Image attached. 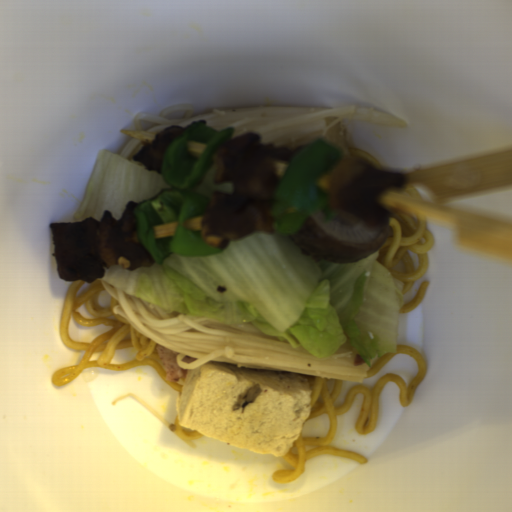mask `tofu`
Listing matches in <instances>:
<instances>
[{"instance_id": "obj_1", "label": "tofu", "mask_w": 512, "mask_h": 512, "mask_svg": "<svg viewBox=\"0 0 512 512\" xmlns=\"http://www.w3.org/2000/svg\"><path fill=\"white\" fill-rule=\"evenodd\" d=\"M255 383L263 393L231 411L238 395ZM178 423L202 436L258 454L284 457L310 416L306 379L278 371L205 363L178 381Z\"/></svg>"}]
</instances>
